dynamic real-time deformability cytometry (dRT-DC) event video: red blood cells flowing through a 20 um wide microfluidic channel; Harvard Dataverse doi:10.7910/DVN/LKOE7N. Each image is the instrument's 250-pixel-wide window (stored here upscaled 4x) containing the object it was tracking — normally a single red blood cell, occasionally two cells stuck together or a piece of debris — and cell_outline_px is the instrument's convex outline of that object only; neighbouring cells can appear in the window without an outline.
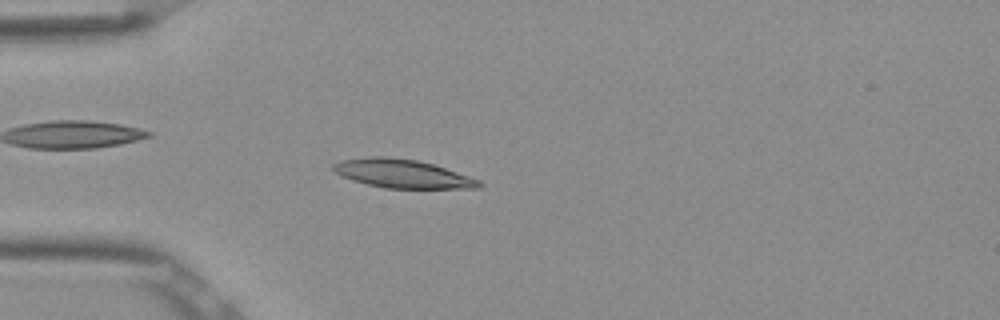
{"species": "Egyptian fruit bat (a non-hibernating species)", "species_latin": "Rousettus aegyptiacus", "temperature_condition": "room temperature", "stored_images_in_passage": 5, "camera_frame_rate_fps": 3000, "um_per_image_px": 0.085, "frame": {"image": 1, "passage_image": 3, "time_ms": 0.667, "image_size_px": [1000, 320], "cell_outline_px": [[484, 184], [480, 188], [384, 188], [352, 180], [340, 176], [332, 168], [332, 164], [340, 160], [372, 156], [384, 156], [416, 160], [432, 164], [480, 180]], "centroid_in_image_um": [34.17, 14.76], "position_along_channel_um": 50.8, "area_um2": 24.1}}
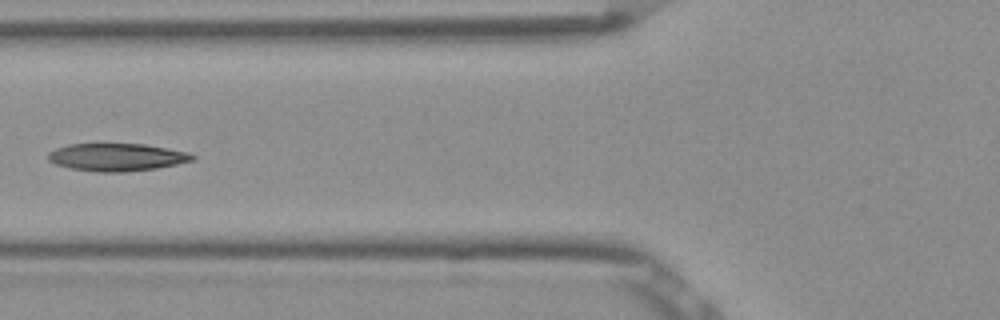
{"frame": {"image": 2, "passage_image": 5, "time_ms": 1.333, "image_size_px": [1000, 320], "cell_outline_px": [[196, 160], [156, 168], [124, 172], [96, 172], [68, 168], [56, 164], [48, 160], [48, 152], [56, 148], [68, 144], [144, 144], [188, 152], [196, 156]], "centroid_in_image_um": [9.92, 13.36], "position_along_channel_um": 115.9, "area_um2": 23.29}}